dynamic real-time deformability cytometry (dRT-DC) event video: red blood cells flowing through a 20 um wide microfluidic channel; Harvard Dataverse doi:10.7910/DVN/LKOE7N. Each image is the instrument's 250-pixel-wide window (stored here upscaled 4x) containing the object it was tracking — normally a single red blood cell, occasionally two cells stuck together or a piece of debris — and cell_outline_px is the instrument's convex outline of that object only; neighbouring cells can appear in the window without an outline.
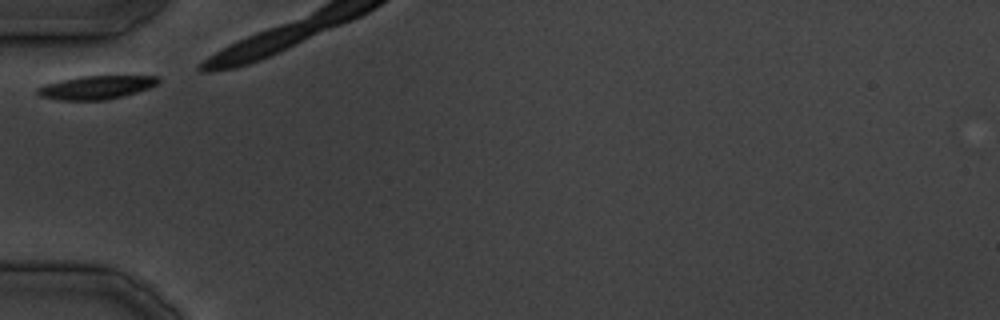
{"species": "common noctule bat (a hibernating species)", "species_latin": "Nyctalus noctula", "temperature_condition": "cold", "stored_images_in_passage": 3, "camera_frame_rate_fps": 3000, "um_per_image_px": 0.085, "animal": {"sex": "male", "body_mass_g": 19.5, "forearm_length_mm": 54.6}, "frame": {"image": 1, "passage_image": 1, "time_ms": 0.0, "image_size_px": [1000, 320], "cell_outline_px": [[160, 80], [156, 84], [148, 88], [136, 92], [104, 100], [56, 100], [40, 96], [36, 92], [36, 88], [44, 84], [60, 80], [80, 76], [160, 76]], "centroid_in_image_um": [8.12, 7.42], "position_along_channel_um": 76.9, "area_um2": 16.42}}